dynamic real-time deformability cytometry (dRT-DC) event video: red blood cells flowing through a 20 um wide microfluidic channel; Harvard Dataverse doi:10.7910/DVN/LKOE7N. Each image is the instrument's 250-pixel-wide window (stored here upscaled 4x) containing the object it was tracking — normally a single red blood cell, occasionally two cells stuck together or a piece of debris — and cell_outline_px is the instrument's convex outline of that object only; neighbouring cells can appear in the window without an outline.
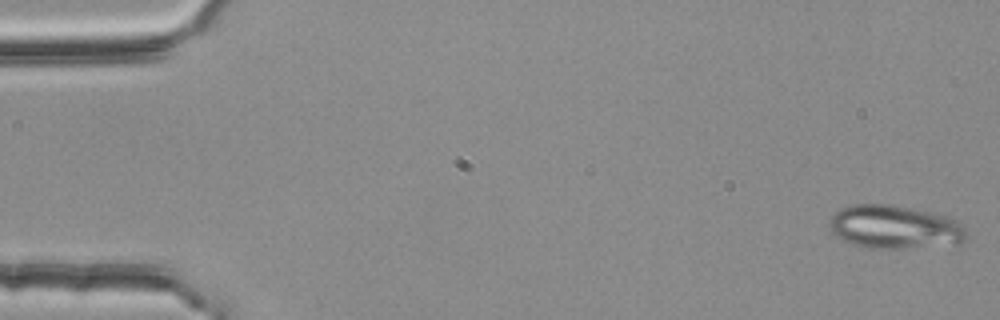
{"species": "common noctule bat (a hibernating species)", "species_latin": "Nyctalus noctula", "temperature_condition": "room temperature", "stored_images_in_passage": 53, "camera_frame_rate_fps": 3000, "um_per_image_px": 0.085, "animal": {"sex": "female", "body_mass_g": 25.1}, "frame": {"image": 1, "passage_image": 1, "time_ms": 0.0, "image_size_px": [1000, 320], "cell_outline_px": [[968, 240], [960, 244], [904, 248], [868, 248], [852, 244], [836, 236], [832, 232], [828, 224], [828, 220], [840, 208], [856, 204], [892, 204], [936, 212], [948, 216], [960, 224], [964, 228], [968, 236]], "centroid_in_image_um": [76.07, 19.29], "position_along_channel_um": 8.9, "area_um2": 35.14}}
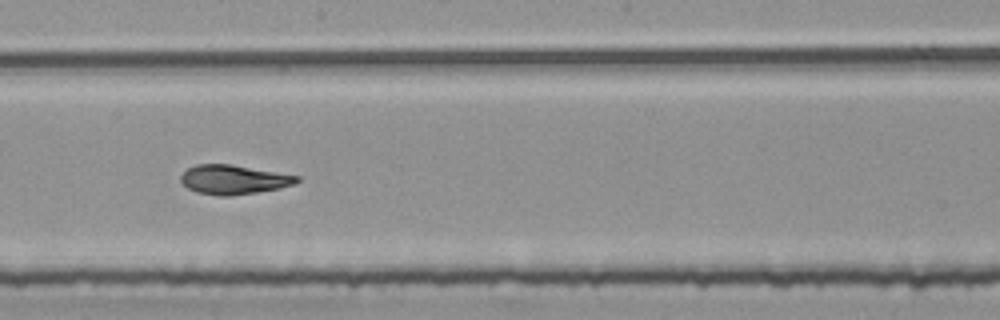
{"frame": {"image": 2, "passage_image": 30, "time_ms": 9.667, "image_size_px": [1000, 320], "cell_outline_px": [[300, 180], [296, 184], [280, 188], [256, 192], [228, 196], [220, 196], [196, 192], [188, 188], [180, 180], [180, 176], [188, 168], [196, 164], [228, 164], [300, 176]], "centroid_in_image_um": [19.86, 15.27], "position_along_channel_um": 228.3, "area_um2": 19.65}}
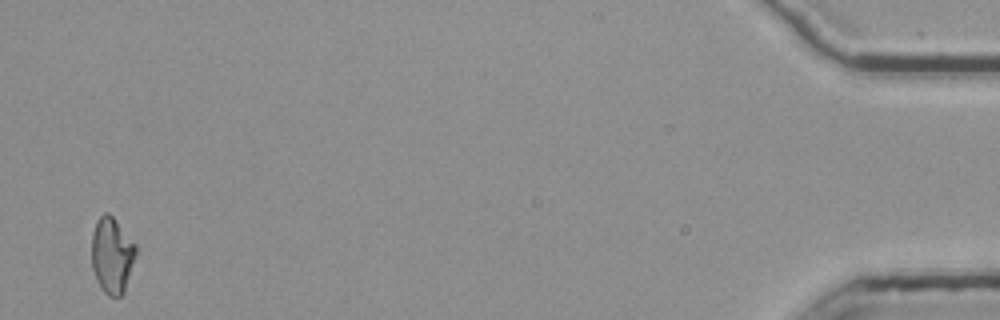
{"frame": {"image": 3, "passage_image": 53, "time_ms": 17.333, "image_size_px": [1000, 320], "cell_outline_px": [[136, 256], [124, 292], [120, 296], [108, 296], [100, 288], [96, 280], [92, 268], [92, 232], [96, 220], [104, 212], [108, 212], [112, 216], [136, 244]], "centroid_in_image_um": [9.51, 21.7], "position_along_channel_um": 425.7, "area_um2": 19.71}, "authors_computed_cell_mechanics": {"area_um2": 20.4612, "velocity_mm_per_s": 3.7722, "shape_relaxation_time_tau1_ms": 6.4487, "shape_relaxation_time_tau2_ms": 1.9216, "deformation_change_tau1": 0.1931, "deformation_change_tau2": 0.0643}}